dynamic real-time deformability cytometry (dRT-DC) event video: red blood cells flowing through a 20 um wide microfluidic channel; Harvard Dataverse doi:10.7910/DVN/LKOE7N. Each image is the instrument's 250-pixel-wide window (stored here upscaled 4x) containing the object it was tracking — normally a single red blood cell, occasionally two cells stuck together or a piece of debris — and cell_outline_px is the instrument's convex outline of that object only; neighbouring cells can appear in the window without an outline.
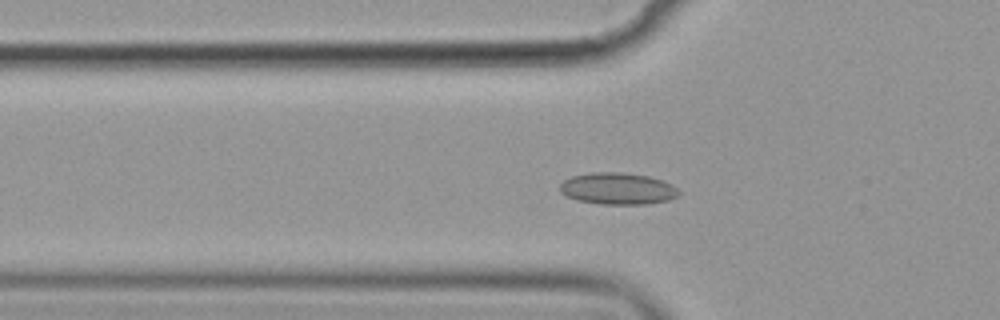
{"species": "common noctule bat (a hibernating species)", "species_latin": "Nyctalus noctula", "temperature_condition": "cold", "stored_images_in_passage": 54, "camera_frame_rate_fps": 3000, "um_per_image_px": 0.085, "animal": {"sex": "female", "body_mass_g": 19.9}, "frame": {"image": 1, "passage_image": 17, "time_ms": 5.333, "image_size_px": [1000, 320], "cell_outline_px": [[680, 192], [676, 196], [668, 200], [648, 204], [600, 204], [576, 200], [564, 196], [560, 192], [560, 184], [564, 180], [572, 176], [592, 172], [624, 172], [648, 176], [664, 180], [672, 184]], "centroid_in_image_um": [52.48, 16.03], "position_along_channel_um": 73.3, "area_um2": 22.2}}
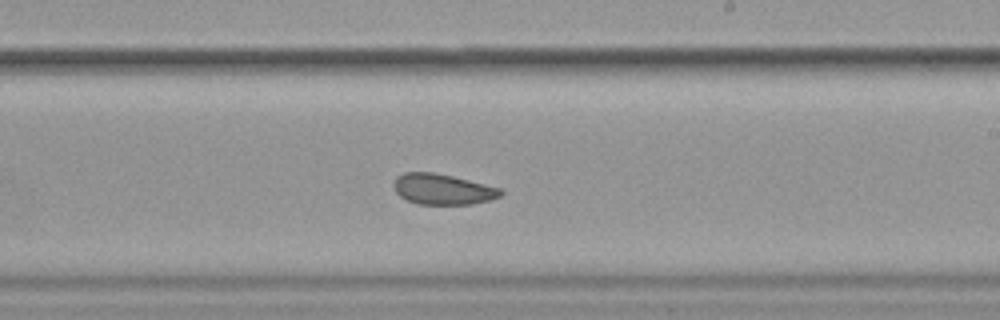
{"frame": {"image": 2, "passage_image": 32, "time_ms": 10.333, "image_size_px": [1000, 320], "cell_outline_px": [[504, 192], [500, 196], [492, 200], [472, 204], [416, 204], [400, 196], [396, 192], [392, 184], [396, 176], [404, 172], [432, 172], [452, 176], [500, 188]], "centroid_in_image_um": [37.61, 16.08], "position_along_channel_um": 251.4, "area_um2": 19.13}}
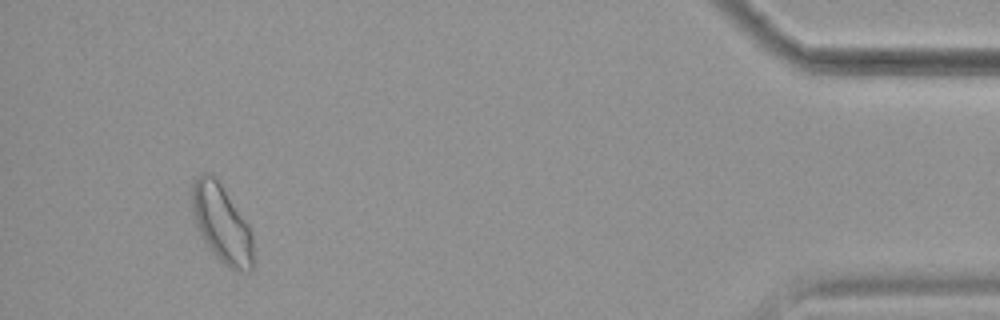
{"frame": {"image": 3, "passage_image": 51, "time_ms": 16.667, "image_size_px": [1000, 320], "cell_outline_px": [[252, 272], [240, 272], [228, 268], [212, 252], [204, 240], [192, 216], [192, 184], [204, 172], [212, 172], [216, 176], [248, 224], [252, 232]], "centroid_in_image_um": [18.85, 19.01], "position_along_channel_um": 416.4, "area_um2": 27.8}, "authors_computed_cell_mechanics": {"area_um2": 21.2415, "velocity_mm_per_s": 3.5734, "shape_relaxation_time_tau1_ms": 6.3792, "shape_relaxation_time_tau2_ms": 2.3536, "deformation_change_tau1": 0.0849, "deformation_change_tau2": 0.0526}}